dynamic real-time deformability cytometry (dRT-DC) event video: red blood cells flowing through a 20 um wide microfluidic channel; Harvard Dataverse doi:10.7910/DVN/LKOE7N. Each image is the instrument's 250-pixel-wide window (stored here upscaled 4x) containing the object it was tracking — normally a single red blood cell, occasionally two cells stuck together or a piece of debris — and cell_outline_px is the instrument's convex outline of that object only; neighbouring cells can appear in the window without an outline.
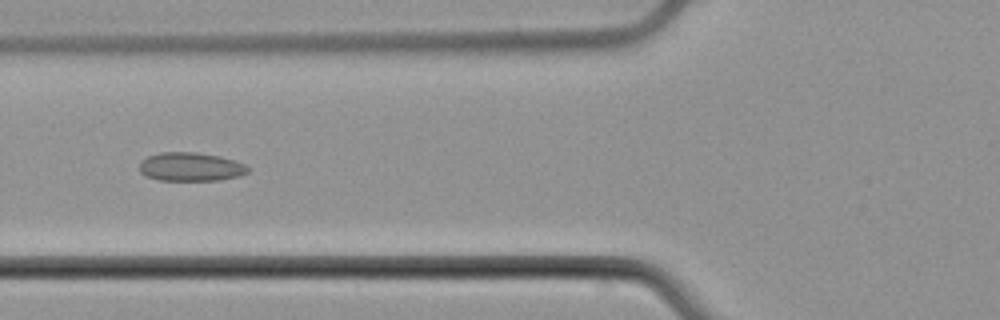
{"species": "common noctule bat (a hibernating species)", "species_latin": "Nyctalus noctula", "temperature_condition": "cold", "stored_images_in_passage": 6, "camera_frame_rate_fps": 3000, "um_per_image_px": 0.085, "animal": {"sex": "male", "body_mass_g": 21.5, "forearm_length_mm": 52.0}, "frame": {"image": 1, "passage_image": 5, "time_ms": 5.0, "image_size_px": [1000, 320], "cell_outline_px": [[252, 168], [248, 172], [240, 176], [220, 180], [160, 180], [148, 176], [140, 172], [140, 164], [148, 156], [160, 152], [196, 152], [220, 156], [244, 164]], "centroid_in_image_um": [16.25, 14.18], "position_along_channel_um": 109.5, "area_um2": 18.03}}
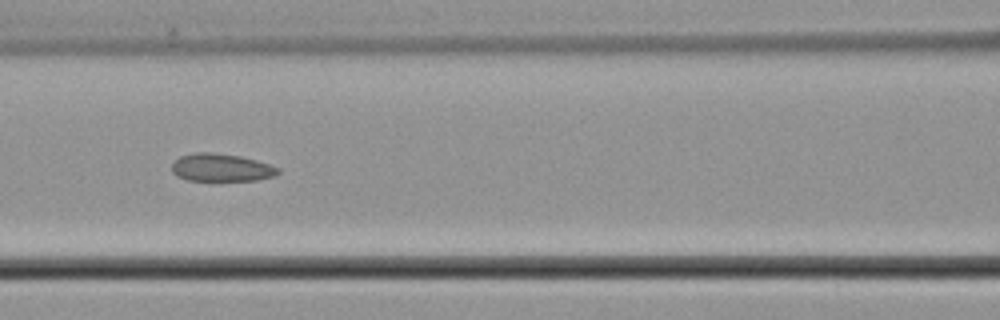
{"frame": {"image": 2, "passage_image": 6, "time_ms": 6.0, "image_size_px": [1000, 320], "cell_outline_px": [[280, 172], [272, 176], [256, 180], [188, 180], [176, 176], [172, 172], [172, 164], [180, 156], [196, 152], [212, 152], [240, 156], [256, 160], [280, 168]], "centroid_in_image_um": [18.79, 14.24], "position_along_channel_um": 147.8, "area_um2": 17.05}}